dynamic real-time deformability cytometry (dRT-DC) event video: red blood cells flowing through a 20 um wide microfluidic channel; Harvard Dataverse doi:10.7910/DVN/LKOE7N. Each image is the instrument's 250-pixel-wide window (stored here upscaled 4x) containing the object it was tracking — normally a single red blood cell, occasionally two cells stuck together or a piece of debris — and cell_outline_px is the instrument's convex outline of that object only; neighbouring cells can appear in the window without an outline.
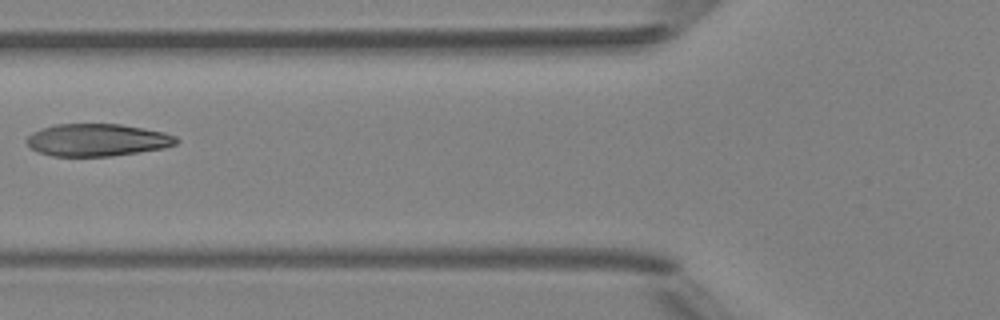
{"species": "Egyptian fruit bat (a non-hibernating species)", "species_latin": "Rousettus aegyptiacus", "temperature_condition": "room temperature", "stored_images_in_passage": 3, "camera_frame_rate_fps": 3000, "um_per_image_px": 0.085, "animal": {"sex": "female"}, "frame": {"image": 1, "passage_image": 2, "time_ms": 2.0, "image_size_px": [1000, 320], "cell_outline_px": [[180, 140], [176, 144], [164, 148], [112, 156], [52, 156], [40, 152], [32, 148], [24, 140], [32, 132], [56, 124], [120, 124], [144, 128], [164, 132], [176, 136]], "centroid_in_image_um": [8.29, 11.9], "position_along_channel_um": 117.5, "area_um2": 28.21}}
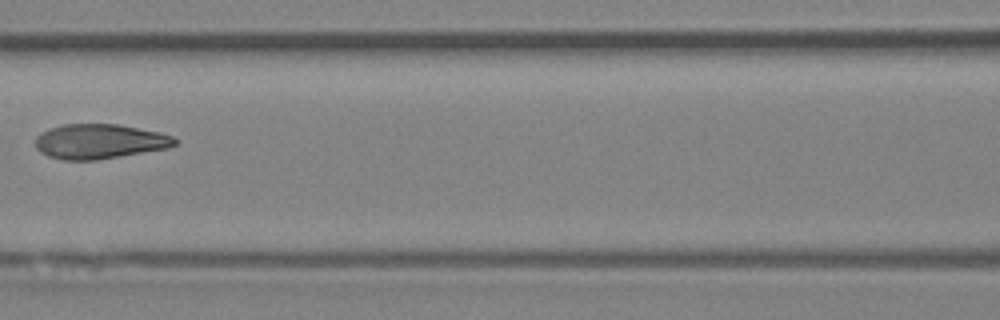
{"frame": {"image": 2, "passage_image": 3, "time_ms": 3.0, "image_size_px": [1000, 320], "cell_outline_px": [[176, 144], [168, 148], [96, 160], [64, 160], [48, 156], [40, 152], [36, 148], [36, 136], [40, 132], [48, 128], [64, 124], [116, 124], [160, 132], [172, 136], [176, 140]], "centroid_in_image_um": [8.42, 12.02], "position_along_channel_um": 158.2, "area_um2": 28.21}}